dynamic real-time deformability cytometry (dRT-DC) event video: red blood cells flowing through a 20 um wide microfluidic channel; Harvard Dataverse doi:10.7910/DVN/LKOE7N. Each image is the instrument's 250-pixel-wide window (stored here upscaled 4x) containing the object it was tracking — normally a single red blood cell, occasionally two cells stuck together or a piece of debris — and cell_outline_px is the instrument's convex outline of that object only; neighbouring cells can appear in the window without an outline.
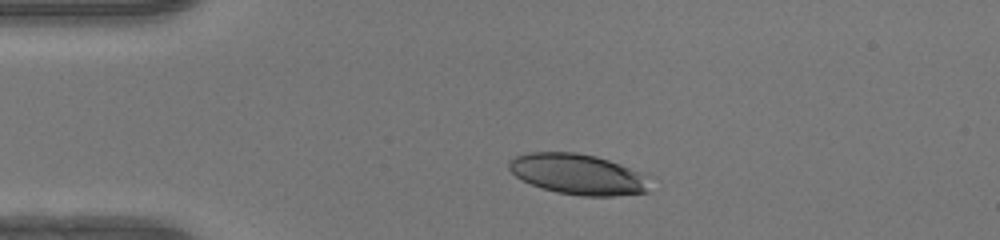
{"species": "human", "species_latin": "Homo sapiens", "temperature_condition": "warm", "stored_images_in_passage": 39, "camera_frame_rate_fps": 3000, "um_per_image_px": 0.085, "donor": {"sex": "female"}, "frame": {"image": 1, "passage_image": 1, "time_ms": 0.0, "image_size_px": [1000, 240], "cell_outline_px": [[648, 192], [616, 196], [580, 196], [556, 192], [540, 188], [516, 176], [508, 168], [508, 160], [516, 156], [528, 152], [576, 152], [596, 156], [620, 164], [648, 176]], "centroid_in_image_um": [49.11, 14.81], "position_along_channel_um": 35.9, "area_um2": 33.35}}
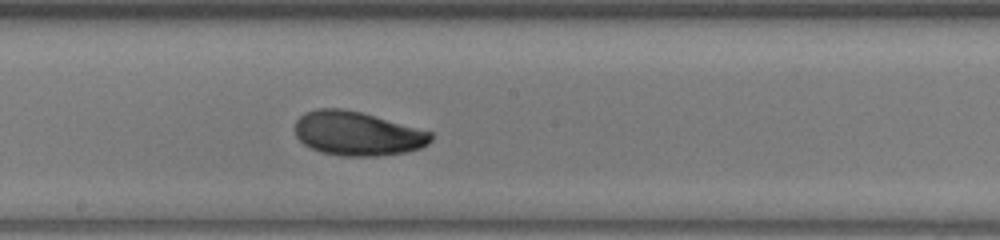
{"frame": {"image": 2, "passage_image": 17, "time_ms": 5.333, "image_size_px": [1000, 240], "cell_outline_px": [[432, 140], [428, 144], [420, 148], [404, 152], [376, 156], [340, 156], [320, 152], [304, 144], [296, 136], [296, 120], [304, 112], [316, 108], [340, 108], [360, 112], [432, 132]], "centroid_in_image_um": [30.35, 11.35], "position_along_channel_um": 217.8, "area_um2": 34.74}}
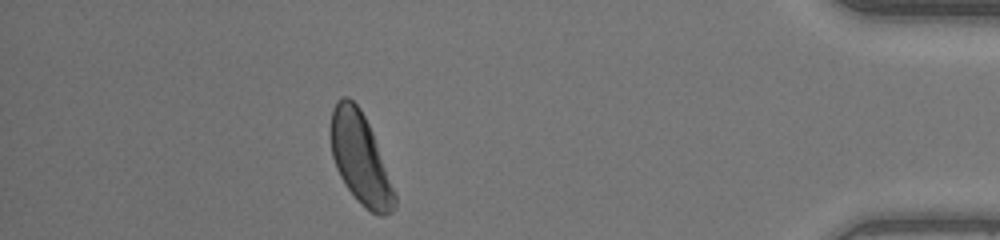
{"frame": {"image": 3, "passage_image": 34, "time_ms": 11.0, "image_size_px": [1000, 240], "cell_outline_px": [[396, 208], [392, 212], [384, 216], [380, 216], [372, 212], [360, 204], [356, 200], [344, 184], [336, 168], [332, 156], [328, 132], [332, 108], [336, 100], [340, 96], [348, 96], [360, 108], [372, 132], [396, 192]], "centroid_in_image_um": [30.59, 13.47], "position_along_channel_um": 404.6, "area_um2": 34.39}, "authors_computed_cell_mechanics": {"area_um2": 34.2754, "velocity_mm_per_s": 4.1937, "shape_relaxation_time_tau1_ms": 4.3491, "shape_relaxation_time_tau2_ms": 7.9714, "deformation_change_tau1": 0.1662, "deformation_change_tau2": 0.1483}}